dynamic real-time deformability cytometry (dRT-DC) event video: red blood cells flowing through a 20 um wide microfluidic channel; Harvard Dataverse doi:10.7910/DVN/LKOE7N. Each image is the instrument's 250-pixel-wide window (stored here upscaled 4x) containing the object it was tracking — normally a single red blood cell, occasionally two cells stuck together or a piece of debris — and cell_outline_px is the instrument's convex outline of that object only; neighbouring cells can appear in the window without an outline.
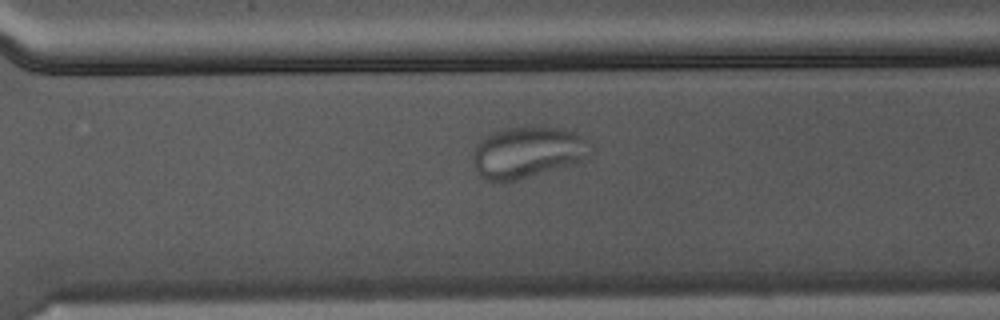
{"species": "Egyptian fruit bat (a non-hibernating species)", "species_latin": "Rousettus aegyptiacus", "temperature_condition": "warm", "stored_images_in_passage": 27, "camera_frame_rate_fps": 3000, "um_per_image_px": 0.085, "animal": {"sex": "male"}, "frame": {"image": 1, "passage_image": 20, "time_ms": 6.333, "image_size_px": [1000, 320], "cell_outline_px": [[592, 152], [588, 160], [520, 180], [500, 184], [484, 180], [476, 172], [472, 164], [472, 152], [480, 140], [484, 136], [500, 128], [556, 128], [572, 132], [580, 136], [592, 144]], "centroid_in_image_um": [44.81, 13.01], "position_along_channel_um": 325.8, "area_um2": 36.01}}